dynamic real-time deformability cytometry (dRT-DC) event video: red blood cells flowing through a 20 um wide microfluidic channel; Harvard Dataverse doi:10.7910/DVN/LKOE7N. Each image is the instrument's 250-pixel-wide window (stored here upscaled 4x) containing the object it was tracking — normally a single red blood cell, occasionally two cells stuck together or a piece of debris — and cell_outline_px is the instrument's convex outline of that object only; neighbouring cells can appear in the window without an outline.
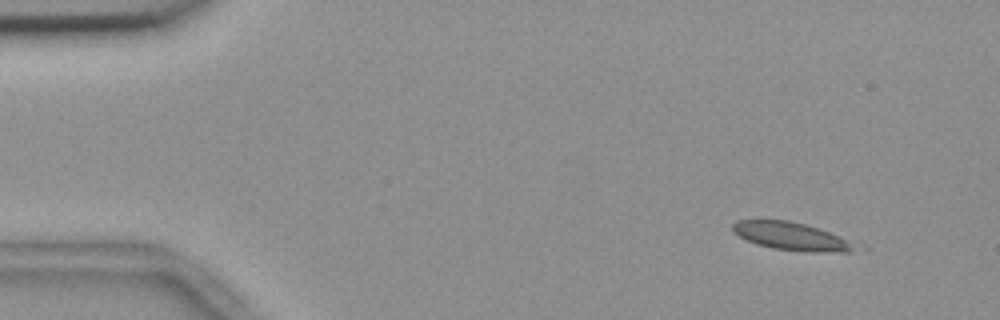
{"species": "common noctule bat (a hibernating species)", "species_latin": "Nyctalus noctula", "temperature_condition": "room temperature", "stored_images_in_passage": 9, "camera_frame_rate_fps": 3000, "um_per_image_px": 0.085, "animal": {"sex": "female", "body_mass_g": 18.4}, "frame": {"image": 1, "passage_image": 1, "time_ms": 0.0, "image_size_px": [1000, 320], "cell_outline_px": [[856, 248], [848, 252], [808, 252], [772, 248], [756, 244], [732, 232], [732, 224], [736, 220], [788, 220], [804, 224], [828, 232], [844, 240]], "centroid_in_image_um": [67.13, 20.08], "position_along_channel_um": 17.9, "area_um2": 19.31}}